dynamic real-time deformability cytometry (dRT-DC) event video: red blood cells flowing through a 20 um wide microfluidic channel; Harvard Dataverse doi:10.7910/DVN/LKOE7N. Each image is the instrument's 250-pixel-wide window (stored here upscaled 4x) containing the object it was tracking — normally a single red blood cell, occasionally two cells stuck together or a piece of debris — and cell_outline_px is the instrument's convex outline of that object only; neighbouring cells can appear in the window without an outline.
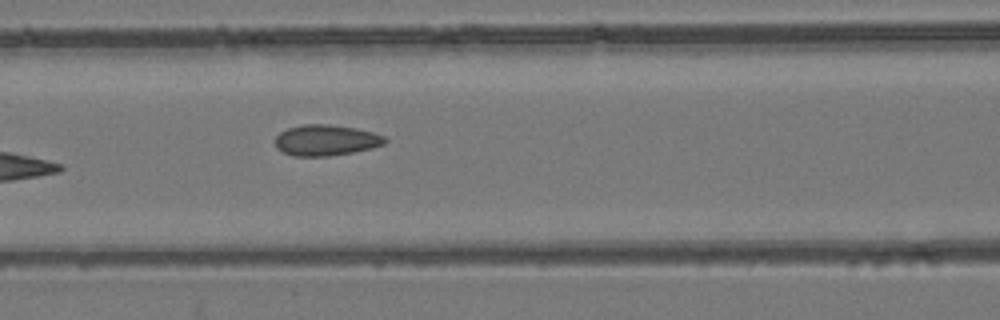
{"species": "common noctule bat (a hibernating species)", "species_latin": "Nyctalus noctula", "temperature_condition": "room temperature", "stored_images_in_passage": 8, "camera_frame_rate_fps": 3000, "um_per_image_px": 0.085, "animal": {"sex": "female", "body_mass_g": 24.6, "forearm_length_mm": 56.2}, "frame": {"image": 1, "passage_image": 8, "time_ms": 8.0, "image_size_px": [1000, 320], "cell_outline_px": [[388, 140], [384, 144], [372, 148], [352, 152], [328, 156], [292, 156], [276, 148], [276, 136], [280, 132], [288, 128], [304, 124], [328, 124], [356, 128], [372, 132], [384, 136]], "centroid_in_image_um": [27.71, 11.91], "position_along_channel_um": 138.9, "area_um2": 19.71}}